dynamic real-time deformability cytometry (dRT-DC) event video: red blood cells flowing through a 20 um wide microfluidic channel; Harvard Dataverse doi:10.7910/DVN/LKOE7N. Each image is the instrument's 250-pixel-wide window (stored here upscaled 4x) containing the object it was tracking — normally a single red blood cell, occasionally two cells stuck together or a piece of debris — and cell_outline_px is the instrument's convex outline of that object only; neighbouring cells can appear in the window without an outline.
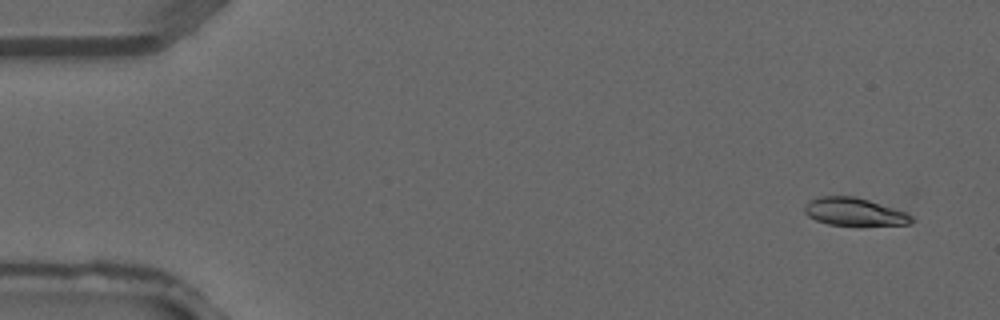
{"species": "common noctule bat (a hibernating species)", "species_latin": "Nyctalus noctula", "temperature_condition": "warm", "stored_images_in_passage": 4, "camera_frame_rate_fps": 3000, "um_per_image_px": 0.085, "animal": {"sex": "male", "forearm_length_mm": 52.5}, "frame": {"image": 1, "passage_image": 1, "time_ms": 0.0, "image_size_px": [1000, 320], "cell_outline_px": [[916, 220], [908, 224], [828, 224], [816, 220], [808, 216], [804, 212], [804, 204], [808, 200], [816, 196], [856, 196], [908, 212]], "centroid_in_image_um": [72.59, 17.97], "position_along_channel_um": 12.4, "area_um2": 17.28}}